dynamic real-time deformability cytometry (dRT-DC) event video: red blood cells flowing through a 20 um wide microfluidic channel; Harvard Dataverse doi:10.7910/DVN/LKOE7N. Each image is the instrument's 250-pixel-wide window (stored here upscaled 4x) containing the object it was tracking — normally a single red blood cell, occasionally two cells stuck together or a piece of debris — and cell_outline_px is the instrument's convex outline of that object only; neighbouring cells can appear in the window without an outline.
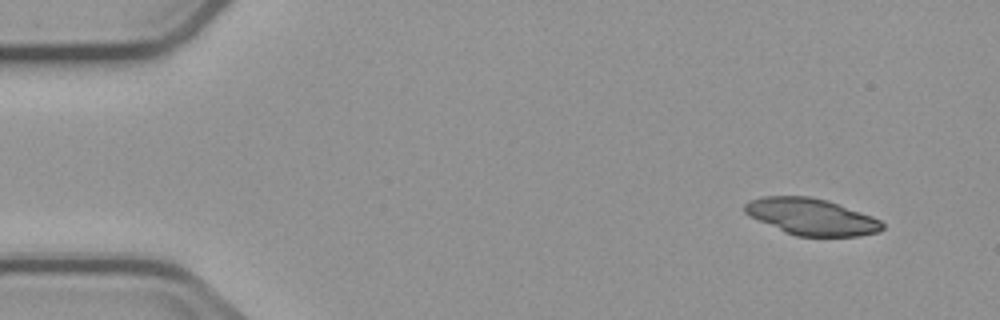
{"species": "common noctule bat (a hibernating species)", "species_latin": "Nyctalus noctula", "temperature_condition": "cold", "stored_images_in_passage": 3, "camera_frame_rate_fps": 3000, "um_per_image_px": 0.085, "animal": {"sex": "male", "body_mass_g": 23.1, "forearm_length_mm": 52.7}, "frame": {"image": 1, "passage_image": 1, "time_ms": 0.0, "image_size_px": [1000, 320], "cell_outline_px": [[884, 228], [880, 232], [860, 236], [796, 236], [784, 232], [748, 216], [744, 212], [744, 204], [748, 200], [760, 196], [808, 196], [828, 200], [872, 216], [880, 220], [884, 224]], "centroid_in_image_um": [68.95, 18.42], "position_along_channel_um": 16.1, "area_um2": 29.59}}